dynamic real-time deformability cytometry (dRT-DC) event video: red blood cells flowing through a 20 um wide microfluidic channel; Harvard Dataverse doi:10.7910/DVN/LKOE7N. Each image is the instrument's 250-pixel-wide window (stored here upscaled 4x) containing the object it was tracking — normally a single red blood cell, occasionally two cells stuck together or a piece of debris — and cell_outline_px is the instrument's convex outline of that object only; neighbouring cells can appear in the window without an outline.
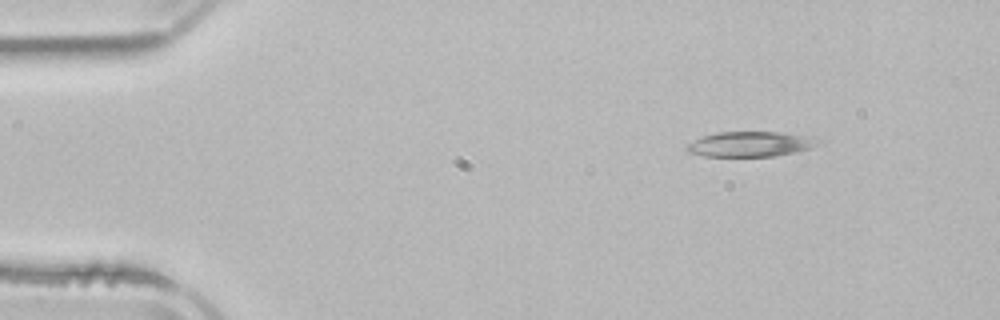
{"species": "common noctule bat (a hibernating species)", "species_latin": "Nyctalus noctula", "temperature_condition": "room temperature", "stored_images_in_passage": 3, "camera_frame_rate_fps": 3000, "um_per_image_px": 0.085, "animal": {"sex": "male", "body_mass_g": 21.5, "forearm_length_mm": 52.0}, "frame": {"image": 1, "passage_image": 1, "time_ms": 0.0, "image_size_px": [1000, 320], "cell_outline_px": [[824, 144], [812, 148], [796, 152], [772, 156], [704, 156], [688, 152], [684, 148], [688, 144], [704, 136], [720, 132], [780, 132], [804, 136], [820, 140]], "centroid_in_image_um": [63.83, 12.26], "position_along_channel_um": 21.2, "area_um2": 19.07}}
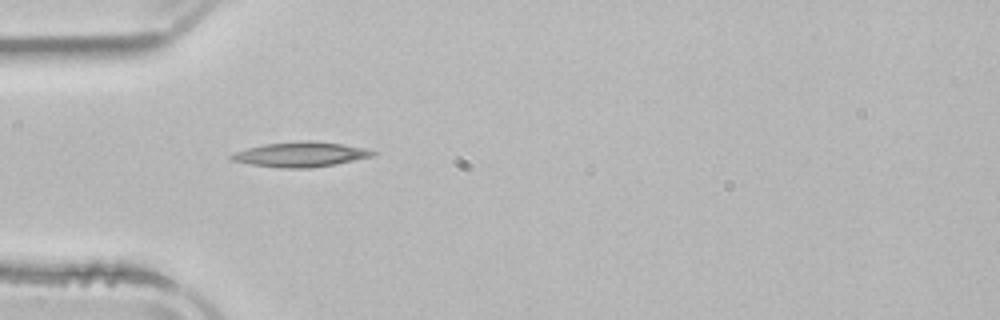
{"frame": {"image": 2, "passage_image": 3, "time_ms": 3.0, "image_size_px": [1000, 320], "cell_outline_px": [[380, 152], [372, 156], [336, 164], [308, 168], [280, 168], [252, 164], [232, 160], [228, 156], [236, 152], [248, 148], [264, 144], [308, 140], [312, 140], [340, 144], [364, 148]], "centroid_in_image_um": [25.57, 13.12], "position_along_channel_um": 59.4, "area_um2": 20.29}}